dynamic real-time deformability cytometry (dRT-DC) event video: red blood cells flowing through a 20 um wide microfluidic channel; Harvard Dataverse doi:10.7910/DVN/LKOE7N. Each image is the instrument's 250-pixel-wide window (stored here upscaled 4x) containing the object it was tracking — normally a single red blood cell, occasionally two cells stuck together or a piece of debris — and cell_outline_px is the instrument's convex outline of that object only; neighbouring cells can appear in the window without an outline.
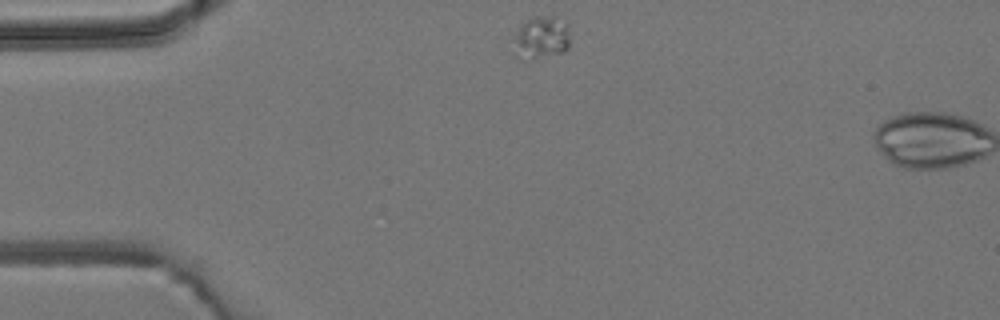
{"species": "common noctule bat (a hibernating species)", "species_latin": "Nyctalus noctula", "temperature_condition": "room temperature", "stored_images_in_passage": 2, "camera_frame_rate_fps": 3000, "um_per_image_px": 0.085, "animal": {"sex": "male", "body_mass_g": 19.2, "forearm_length_mm": 51.8}, "frame": {"image": 1, "passage_image": 1, "time_ms": 0.0, "image_size_px": [1000, 320], "cell_outline_px": [[568, 48], [564, 52], [536, 56], [516, 56], [512, 52], [512, 36], [520, 24], [524, 20], [532, 16], [556, 16], [568, 24]], "centroid_in_image_um": [45.94, 3.12], "position_along_channel_um": 39.1, "area_um2": 14.1}}